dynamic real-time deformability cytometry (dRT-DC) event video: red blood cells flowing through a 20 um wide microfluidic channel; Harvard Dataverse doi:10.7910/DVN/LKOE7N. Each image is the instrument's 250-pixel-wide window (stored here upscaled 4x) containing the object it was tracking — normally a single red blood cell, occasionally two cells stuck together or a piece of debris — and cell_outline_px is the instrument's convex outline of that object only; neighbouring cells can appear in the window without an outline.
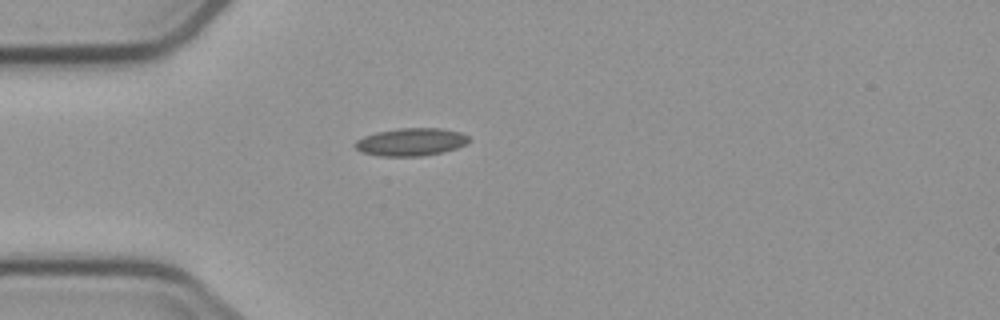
{"species": "common noctule bat (a hibernating species)", "species_latin": "Nyctalus noctula", "temperature_condition": "cold", "stored_images_in_passage": 3, "camera_frame_rate_fps": 3000, "um_per_image_px": 0.085, "animal": {"sex": "male", "body_mass_g": 23.1, "forearm_length_mm": 52.7}, "frame": {"image": 1, "passage_image": 2, "time_ms": 1.333, "image_size_px": [1000, 320], "cell_outline_px": [[472, 140], [456, 148], [440, 152], [420, 156], [380, 156], [360, 152], [352, 144], [356, 140], [364, 136], [376, 132], [400, 128], [440, 128], [460, 132], [468, 136]], "centroid_in_image_um": [34.89, 12.06], "position_along_channel_um": 50.1, "area_um2": 18.38}}